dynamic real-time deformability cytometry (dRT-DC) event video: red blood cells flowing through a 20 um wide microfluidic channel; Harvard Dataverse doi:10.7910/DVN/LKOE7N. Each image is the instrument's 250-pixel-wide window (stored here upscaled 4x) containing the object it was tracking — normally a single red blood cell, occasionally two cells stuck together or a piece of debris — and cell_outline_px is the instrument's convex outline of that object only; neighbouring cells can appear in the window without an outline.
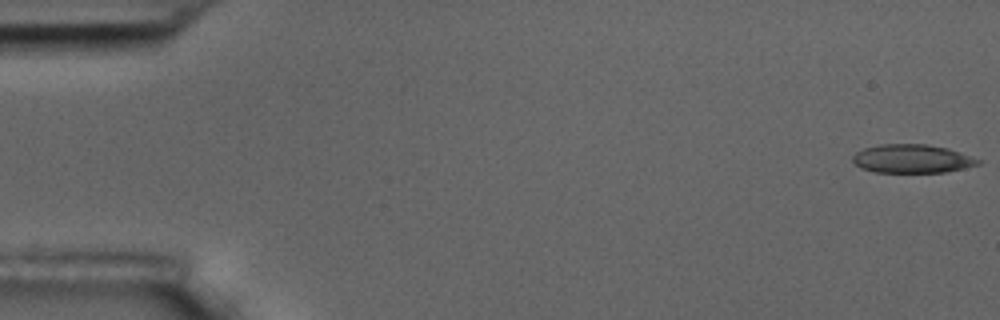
{"species": "common noctule bat (a hibernating species)", "species_latin": "Nyctalus noctula", "temperature_condition": "room temperature", "stored_images_in_passage": 56, "camera_frame_rate_fps": 3000, "um_per_image_px": 0.085, "animal": {"sex": "male", "body_mass_g": 17.5, "forearm_length_mm": 52.3}, "frame": {"image": 1, "passage_image": 1, "time_ms": 0.0, "image_size_px": [1000, 320], "cell_outline_px": [[980, 164], [964, 168], [944, 172], [876, 172], [860, 168], [852, 160], [852, 156], [856, 152], [864, 148], [880, 144], [924, 144], [948, 148], [960, 152], [980, 160]], "centroid_in_image_um": [77.5, 13.49], "position_along_channel_um": 7.5, "area_um2": 20.75}}
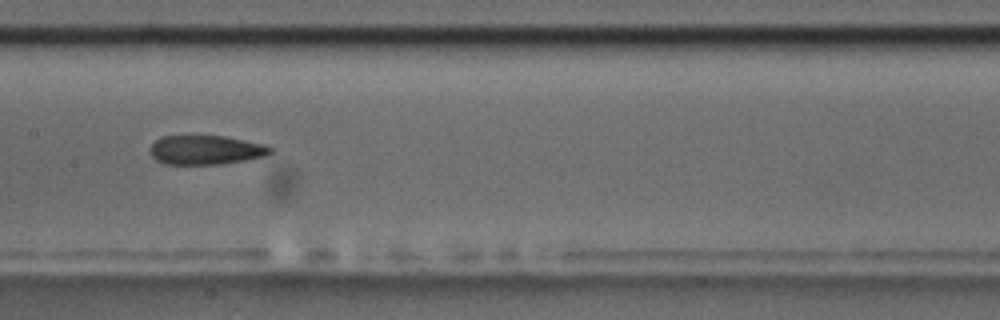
{"frame": {"image": 2, "passage_image": 28, "time_ms": 9.0, "image_size_px": [1000, 320], "cell_outline_px": [[272, 152], [264, 156], [244, 160], [220, 164], [164, 164], [156, 160], [148, 152], [148, 148], [160, 136], [224, 136], [260, 144], [272, 148]], "centroid_in_image_um": [17.4, 12.75], "position_along_channel_um": 190.0, "area_um2": 20.29}}
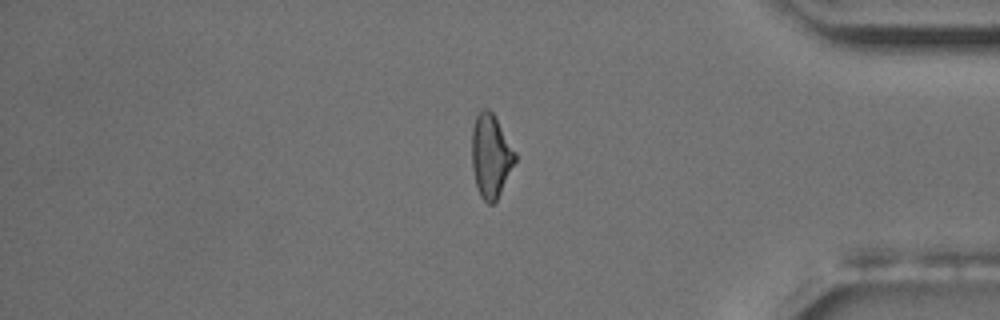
{"frame": {"image": 3, "passage_image": 47, "time_ms": 15.333, "image_size_px": [1000, 320], "cell_outline_px": [[516, 160], [496, 200], [492, 204], [488, 204], [480, 196], [476, 184], [472, 168], [472, 128], [476, 116], [484, 108], [488, 108], [492, 112], [516, 152]], "centroid_in_image_um": [41.71, 13.24], "position_along_channel_um": 393.5, "area_um2": 20.69}, "authors_computed_cell_mechanics": {"area_um2": 21.5016, "velocity_mm_per_s": 3.6169, "shape_relaxation_time_tau1_ms": null, "shape_relaxation_time_tau2_ms": 5.589, "deformation_change_tau1": null, "deformation_change_tau2": 0.1393}}